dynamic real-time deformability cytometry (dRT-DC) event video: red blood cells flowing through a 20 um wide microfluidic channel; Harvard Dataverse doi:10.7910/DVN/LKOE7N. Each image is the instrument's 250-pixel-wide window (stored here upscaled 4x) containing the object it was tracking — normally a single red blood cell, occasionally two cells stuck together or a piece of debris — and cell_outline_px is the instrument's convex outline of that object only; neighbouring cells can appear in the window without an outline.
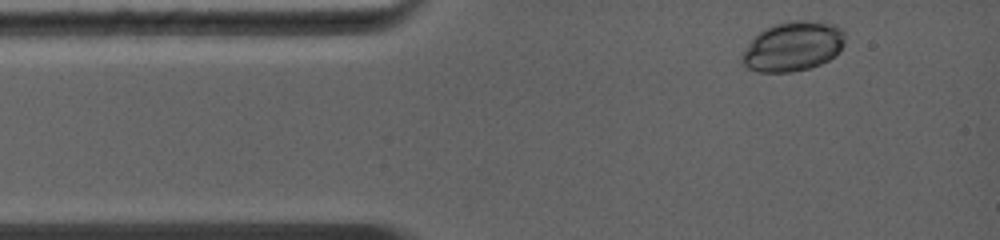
{"species": "common noctule bat (a hibernating species)", "species_latin": "Nyctalus noctula", "temperature_condition": "warm", "stored_images_in_passage": 34, "camera_frame_rate_fps": 5000, "um_per_image_px": 0.085, "animal": {"sex": "female", "body_mass_g": 19.0, "forearm_length_mm": 56.7}, "frame": {"image": 1, "passage_image": 1, "time_ms": 0.0, "image_size_px": [1000, 240], "cell_outline_px": [[844, 44], [840, 52], [828, 60], [820, 64], [808, 68], [792, 72], [756, 72], [748, 68], [740, 60], [740, 56], [748, 44], [764, 28], [772, 24], [792, 20], [800, 20], [836, 24], [844, 28]], "centroid_in_image_um": [67.41, 3.94], "position_along_channel_um": 17.6, "area_um2": 30.0}}
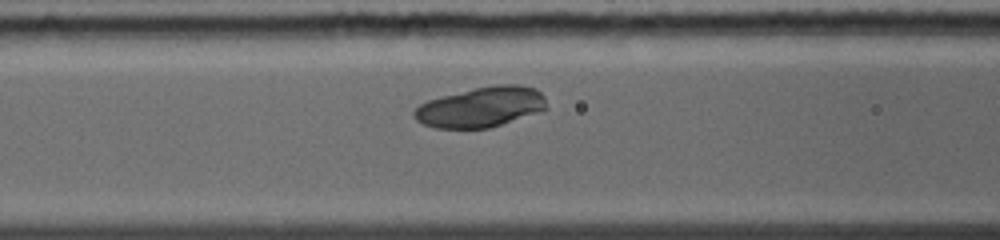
{"frame": {"image": 2, "passage_image": 11, "time_ms": 3.4, "image_size_px": [1000, 240], "cell_outline_px": [[548, 108], [540, 112], [488, 128], [436, 128], [424, 124], [416, 120], [412, 116], [412, 112], [420, 104], [428, 100], [476, 88], [496, 84], [520, 84], [536, 88], [544, 96]], "centroid_in_image_um": [40.91, 9.1], "position_along_channel_um": 125.7, "area_um2": 30.98}}
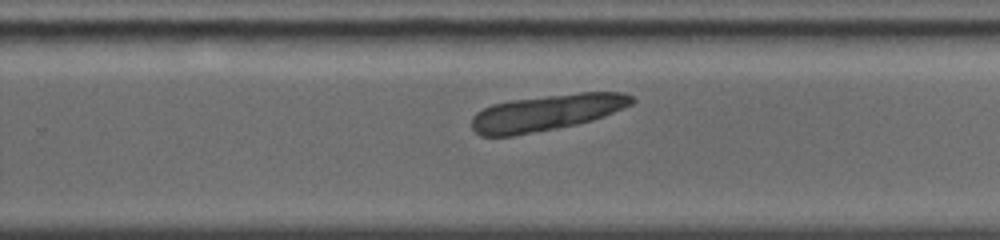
{"frame": {"image": 3, "passage_image": 23, "time_ms": 7.0, "image_size_px": [1000, 240], "cell_outline_px": [[636, 100], [632, 104], [604, 116], [592, 120], [576, 124], [556, 128], [512, 136], [480, 136], [472, 128], [472, 116], [476, 112], [492, 104], [512, 100], [580, 92], [624, 92], [632, 96]], "centroid_in_image_um": [46.46, 9.57], "position_along_channel_um": 283.3, "area_um2": 33.58}}